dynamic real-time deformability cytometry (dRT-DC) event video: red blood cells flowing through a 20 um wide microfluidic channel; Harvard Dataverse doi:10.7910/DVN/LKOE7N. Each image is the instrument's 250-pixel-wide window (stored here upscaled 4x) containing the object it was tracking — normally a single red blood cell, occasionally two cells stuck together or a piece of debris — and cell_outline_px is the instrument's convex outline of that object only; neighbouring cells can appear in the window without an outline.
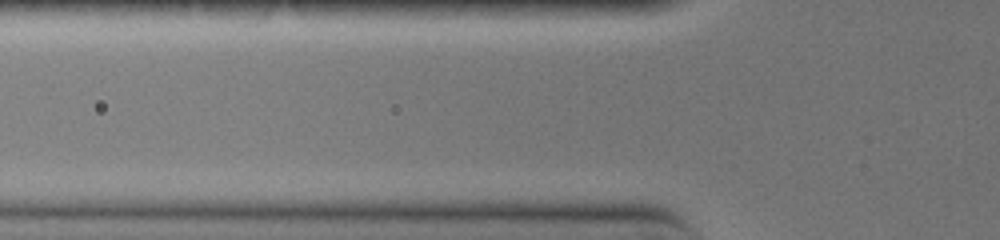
{"species": "common noctule bat (a hibernating species)", "species_latin": "Nyctalus noctula", "temperature_condition": "warm", "stored_images_in_passage": 3, "camera_frame_rate_fps": 3000, "um_per_image_px": 0.085, "animal": {"sex": "female", "body_mass_g": 19.0, "forearm_length_mm": 51.5}, "frame": {"image": 1, "passage_image": 2, "time_ms": 0.333, "image_size_px": [1000, 240], "cell_outline_px": [[624, 168], [568, 168], [472, 164], [472, 160], [500, 156], [604, 156], [624, 160]], "centroid_in_image_um": [47.1, 13.75], "position_along_channel_um": 78.7, "area_um2": 11.1}}